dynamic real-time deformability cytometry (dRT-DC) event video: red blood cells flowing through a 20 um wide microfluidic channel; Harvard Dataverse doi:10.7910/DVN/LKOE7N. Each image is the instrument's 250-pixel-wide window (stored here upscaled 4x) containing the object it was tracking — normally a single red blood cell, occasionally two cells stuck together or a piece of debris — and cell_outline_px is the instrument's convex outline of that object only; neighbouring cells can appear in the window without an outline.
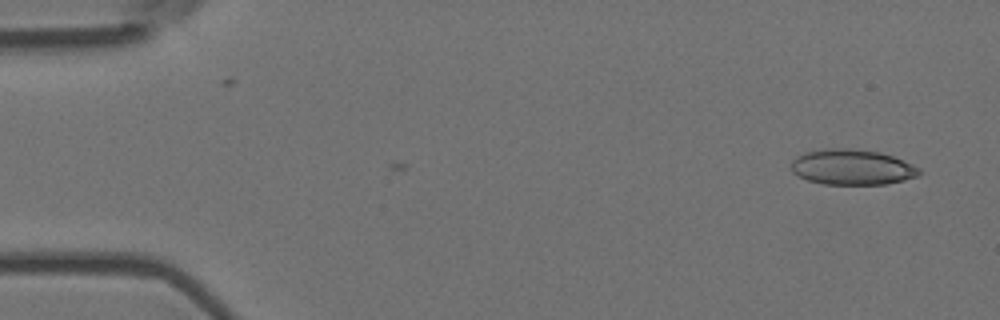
{"species": "Egyptian fruit bat (a non-hibernating species)", "species_latin": "Rousettus aegyptiacus", "temperature_condition": "room temperature", "stored_images_in_passage": 8, "camera_frame_rate_fps": 3000, "um_per_image_px": 0.085, "animal": {"sex": "female"}, "frame": {"image": 1, "passage_image": 1, "time_ms": 0.0, "image_size_px": [1000, 320], "cell_outline_px": [[920, 172], [916, 176], [904, 180], [884, 184], [824, 184], [808, 180], [792, 172], [792, 160], [804, 152], [824, 148], [848, 148], [880, 152], [892, 156], [912, 164], [920, 168]], "centroid_in_image_um": [72.41, 14.2], "position_along_channel_um": 12.6, "area_um2": 26.3}}
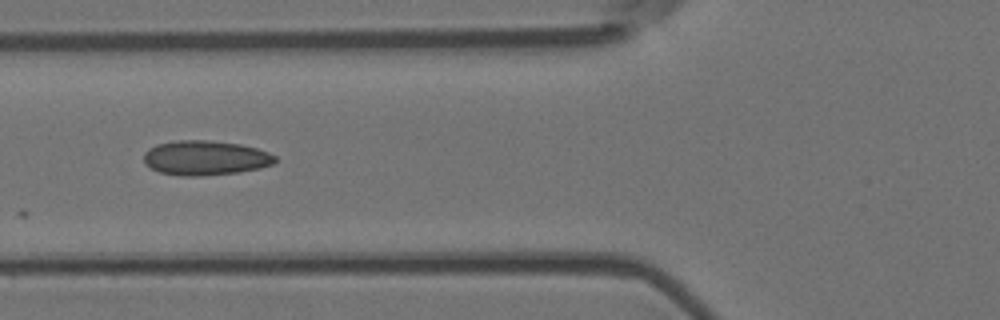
{"frame": {"image": 2, "passage_image": 6, "time_ms": 1.667, "image_size_px": [1000, 320], "cell_outline_px": [[276, 160], [272, 164], [260, 168], [240, 172], [200, 176], [180, 176], [160, 172], [144, 164], [144, 152], [148, 148], [156, 144], [176, 140], [204, 140], [240, 144], [256, 148], [268, 152], [276, 156]], "centroid_in_image_um": [17.43, 13.42], "position_along_channel_um": 108.4, "area_um2": 26.59}}
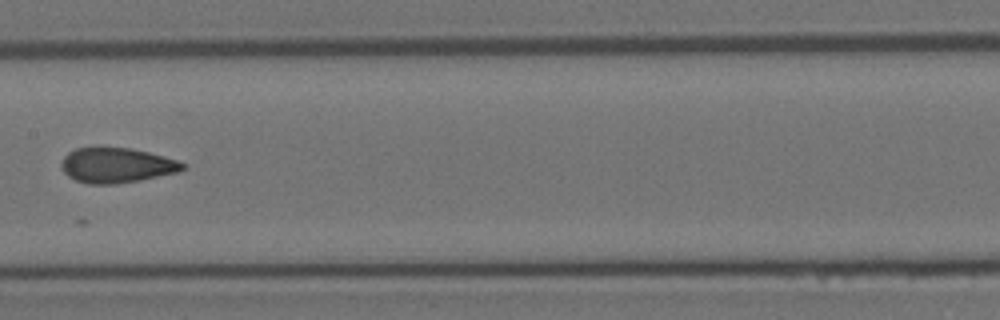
{"frame": {"image": 3, "passage_image": 8, "time_ms": 2.333, "image_size_px": [1000, 320], "cell_outline_px": [[184, 168], [180, 172], [140, 180], [116, 184], [88, 184], [76, 180], [68, 176], [64, 172], [60, 164], [64, 156], [68, 152], [76, 148], [128, 148], [148, 152], [164, 156], [176, 160], [184, 164]], "centroid_in_image_um": [9.9, 14.06], "position_along_channel_um": 197.5, "area_um2": 24.62}}